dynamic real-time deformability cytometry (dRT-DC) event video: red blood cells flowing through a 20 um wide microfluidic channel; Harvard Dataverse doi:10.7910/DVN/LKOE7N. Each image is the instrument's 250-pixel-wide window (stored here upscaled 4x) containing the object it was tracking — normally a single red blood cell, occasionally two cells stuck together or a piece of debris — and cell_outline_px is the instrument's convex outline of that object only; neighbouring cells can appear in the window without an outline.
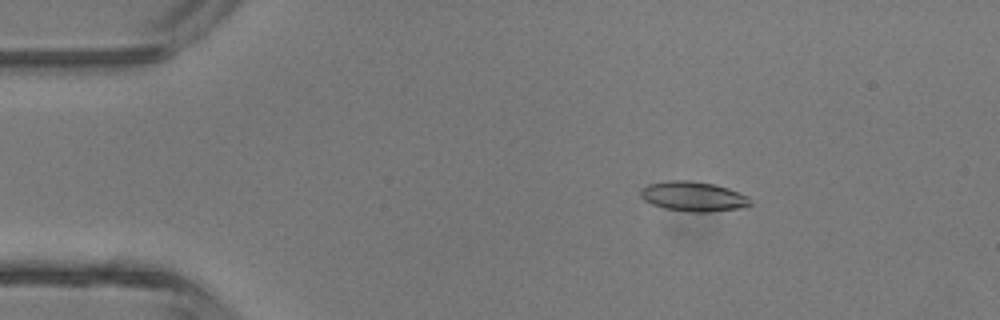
{"species": "common noctule bat (a hibernating species)", "species_latin": "Nyctalus noctula", "temperature_condition": "room temperature", "stored_images_in_passage": 4, "camera_frame_rate_fps": 3000, "um_per_image_px": 0.085, "animal": {"sex": "male", "body_mass_g": 13.3}, "frame": {"image": 1, "passage_image": 3, "time_ms": 2.333, "image_size_px": [1000, 320], "cell_outline_px": [[752, 204], [740, 208], [708, 212], [688, 212], [664, 208], [652, 204], [644, 200], [640, 196], [640, 192], [648, 184], [668, 180], [688, 180], [716, 184], [728, 188], [748, 196]], "centroid_in_image_um": [58.93, 16.69], "position_along_channel_um": 26.1, "area_um2": 19.07}}